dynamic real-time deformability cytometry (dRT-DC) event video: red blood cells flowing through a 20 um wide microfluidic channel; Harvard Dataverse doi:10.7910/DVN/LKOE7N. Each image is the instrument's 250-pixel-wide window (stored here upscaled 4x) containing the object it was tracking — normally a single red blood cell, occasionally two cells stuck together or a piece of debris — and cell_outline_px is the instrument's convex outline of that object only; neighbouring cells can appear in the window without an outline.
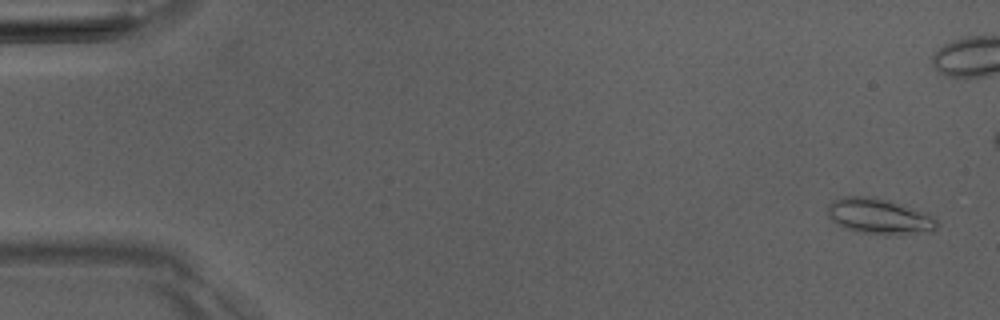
{"species": "Egyptian fruit bat (a non-hibernating species)", "species_latin": "Rousettus aegyptiacus", "temperature_condition": "room temperature", "stored_images_in_passage": 8, "camera_frame_rate_fps": 3000, "um_per_image_px": 0.085, "animal": {"sex": "male"}, "frame": {"image": 1, "passage_image": 1, "time_ms": 0.0, "image_size_px": [1000, 320], "cell_outline_px": [[936, 228], [932, 232], [900, 236], [856, 232], [844, 228], [832, 220], [828, 216], [828, 204], [832, 200], [844, 196], [868, 196], [888, 200], [928, 212], [936, 220]], "centroid_in_image_um": [74.76, 18.41], "position_along_channel_um": 10.2, "area_um2": 23.18}}